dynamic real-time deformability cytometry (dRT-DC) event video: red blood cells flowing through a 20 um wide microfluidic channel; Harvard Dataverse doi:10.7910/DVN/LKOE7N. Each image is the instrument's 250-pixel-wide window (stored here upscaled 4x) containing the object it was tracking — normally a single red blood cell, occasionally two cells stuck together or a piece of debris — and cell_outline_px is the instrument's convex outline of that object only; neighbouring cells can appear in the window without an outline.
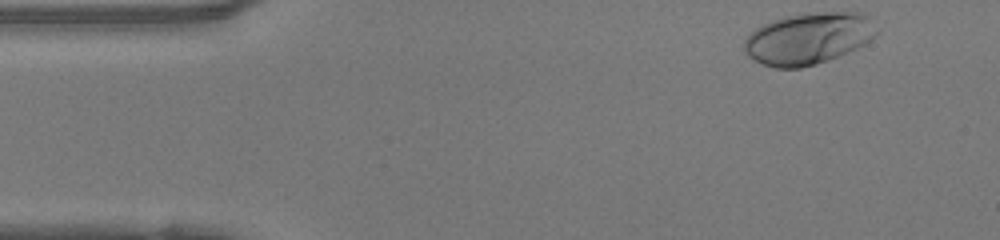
{"species": "human", "species_latin": "Homo sapiens", "temperature_condition": "warm", "stored_images_in_passage": 45, "camera_frame_rate_fps": 3000, "um_per_image_px": 0.085, "donor": {"sex": "female"}, "frame": {"image": 1, "passage_image": 1, "time_ms": 0.0, "image_size_px": [1000, 240], "cell_outline_px": [[880, 32], [864, 44], [848, 52], [828, 60], [816, 64], [800, 68], [776, 68], [764, 64], [748, 56], [744, 48], [744, 40], [756, 28], [772, 20], [784, 16], [808, 12], [860, 12], [868, 16]], "centroid_in_image_um": [68.73, 3.25], "position_along_channel_um": 16.3, "area_um2": 39.88}}
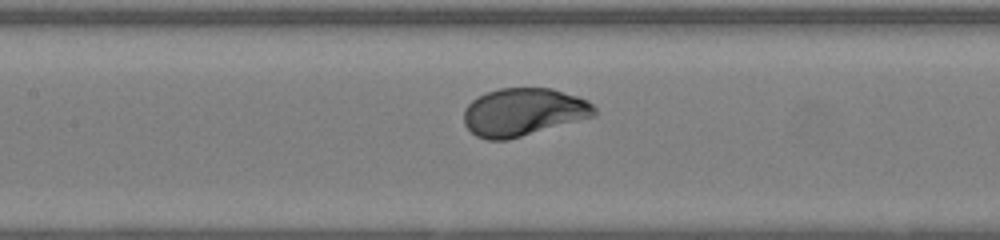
{"frame": {"image": 2, "passage_image": 18, "time_ms": 5.667, "image_size_px": [1000, 240], "cell_outline_px": [[596, 116], [508, 140], [488, 140], [476, 136], [464, 124], [464, 108], [472, 100], [488, 92], [500, 88], [552, 88], [588, 100], [596, 108]], "centroid_in_image_um": [44.5, 9.53], "position_along_channel_um": 162.9, "area_um2": 36.41}}
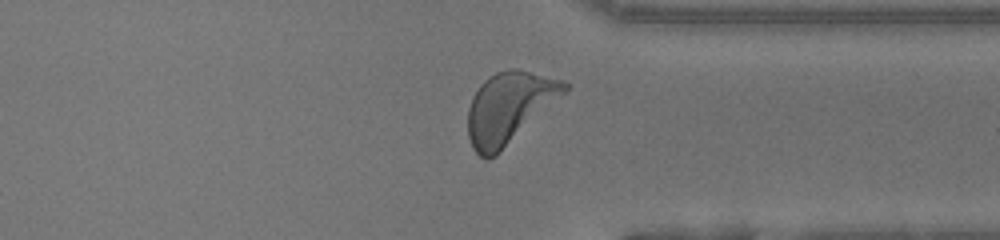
{"frame": {"image": 3, "passage_image": 33, "time_ms": 10.667, "image_size_px": [1000, 240], "cell_outline_px": [[568, 88], [564, 92], [496, 156], [488, 160], [484, 160], [472, 148], [468, 136], [468, 108], [472, 96], [480, 84], [488, 76], [496, 72], [508, 68], [512, 68], [564, 80], [568, 84]], "centroid_in_image_um": [43.2, 9.16], "position_along_channel_um": 368.2, "area_um2": 39.48}, "authors_computed_cell_mechanics": {"area_um2": 36.6452, "velocity_mm_per_s": 4.168, "shape_relaxation_time_tau1_ms": 1.7126, "shape_relaxation_time_tau2_ms": null, "deformation_change_tau1": 0.1607, "deformation_change_tau2": null}}